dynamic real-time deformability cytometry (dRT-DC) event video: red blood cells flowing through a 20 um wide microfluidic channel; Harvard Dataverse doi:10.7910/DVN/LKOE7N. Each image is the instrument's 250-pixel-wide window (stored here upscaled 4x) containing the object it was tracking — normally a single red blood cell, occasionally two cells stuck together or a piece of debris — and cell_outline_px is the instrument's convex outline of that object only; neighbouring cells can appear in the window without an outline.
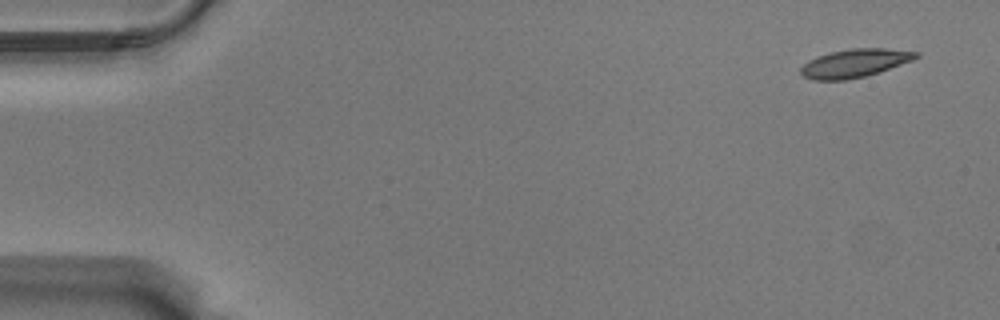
{"species": "Egyptian fruit bat (a non-hibernating species)", "species_latin": "Rousettus aegyptiacus", "temperature_condition": "warm", "stored_images_in_passage": 6, "segment_of_instrument_passage": [2, 2], "camera_frame_rate_fps": 3000, "um_per_image_px": 0.085, "animal": {"sex": "male"}, "frame": {"image": 1, "passage_image": 6, "time_ms": 1.667, "image_size_px": [1000, 320], "cell_outline_px": [[920, 56], [912, 60], [880, 72], [848, 80], [812, 80], [804, 76], [800, 72], [800, 68], [808, 60], [816, 56], [832, 52], [852, 48], [884, 48], [920, 52]], "centroid_in_image_um": [72.65, 5.37], "position_along_channel_um": 12.4, "area_um2": 19.02}}